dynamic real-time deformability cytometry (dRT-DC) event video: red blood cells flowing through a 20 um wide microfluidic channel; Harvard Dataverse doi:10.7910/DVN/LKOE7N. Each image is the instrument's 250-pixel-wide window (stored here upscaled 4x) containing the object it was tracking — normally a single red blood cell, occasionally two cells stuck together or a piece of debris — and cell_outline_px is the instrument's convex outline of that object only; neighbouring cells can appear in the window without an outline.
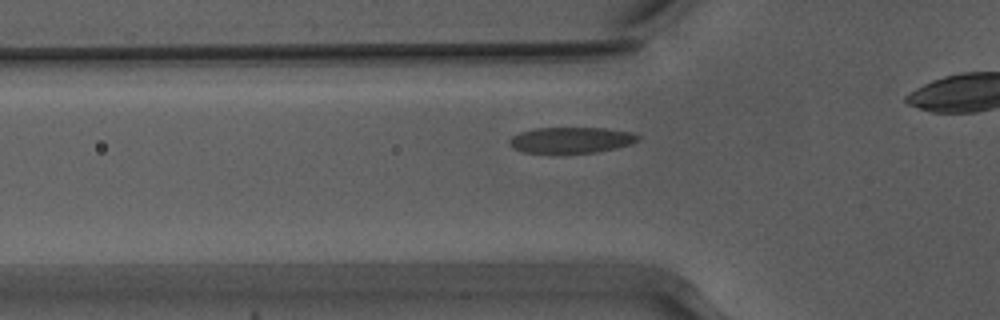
{"species": "Egyptian fruit bat (a non-hibernating species)", "species_latin": "Rousettus aegyptiacus", "temperature_condition": "warm", "stored_images_in_passage": 30, "camera_frame_rate_fps": 3000, "um_per_image_px": 0.085, "animal": {"sex": "male"}, "frame": {"image": 1, "passage_image": 7, "time_ms": 2.0, "image_size_px": [1000, 320], "cell_outline_px": [[640, 140], [632, 144], [616, 148], [596, 152], [524, 152], [512, 148], [508, 144], [508, 140], [512, 136], [520, 132], [536, 128], [604, 128], [632, 132], [640, 136]], "centroid_in_image_um": [48.56, 11.89], "position_along_channel_um": 77.2, "area_um2": 19.36}}
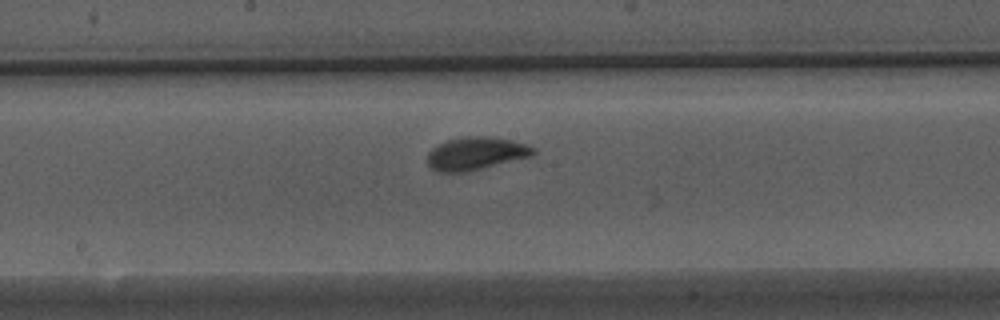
{"frame": {"image": 2, "passage_image": 17, "time_ms": 5.333, "image_size_px": [1000, 320], "cell_outline_px": [[536, 152], [532, 156], [464, 172], [440, 172], [432, 168], [428, 164], [428, 152], [432, 148], [448, 140], [464, 136], [488, 136], [512, 140], [536, 148]], "centroid_in_image_um": [40.46, 13.03], "position_along_channel_um": 207.7, "area_um2": 20.06}}
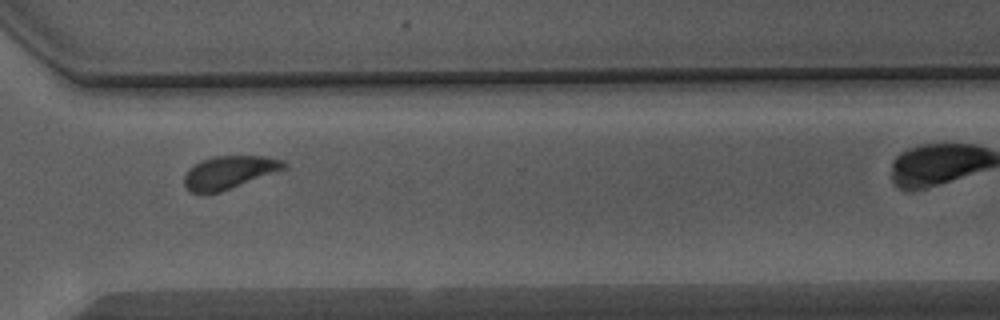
{"frame": {"image": 3, "passage_image": 28, "time_ms": 9.0, "image_size_px": [1000, 320], "cell_outline_px": [[288, 168], [220, 192], [204, 196], [200, 196], [192, 192], [184, 184], [184, 176], [196, 164], [204, 160], [216, 156], [268, 156], [284, 160], [288, 164]], "centroid_in_image_um": [19.53, 14.67], "position_along_channel_um": 351.1, "area_um2": 19.25}, "authors_computed_cell_mechanics": {"area_um2": 19.3341, "velocity_mm_per_s": 3.9099, "shape_relaxation_time_tau1_ms": 1.9257, "shape_relaxation_time_tau2_ms": 0.6877, "deformation_change_tau1": 0.1371, "deformation_change_tau2": 0.0783}}